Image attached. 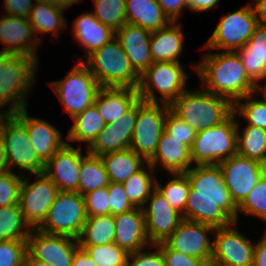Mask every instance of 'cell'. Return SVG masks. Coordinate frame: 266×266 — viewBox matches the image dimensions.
Wrapping results in <instances>:
<instances>
[{
    "instance_id": "cell-30",
    "label": "cell",
    "mask_w": 266,
    "mask_h": 266,
    "mask_svg": "<svg viewBox=\"0 0 266 266\" xmlns=\"http://www.w3.org/2000/svg\"><path fill=\"white\" fill-rule=\"evenodd\" d=\"M127 23L151 32L166 27L171 21L157 0H126Z\"/></svg>"
},
{
    "instance_id": "cell-11",
    "label": "cell",
    "mask_w": 266,
    "mask_h": 266,
    "mask_svg": "<svg viewBox=\"0 0 266 266\" xmlns=\"http://www.w3.org/2000/svg\"><path fill=\"white\" fill-rule=\"evenodd\" d=\"M1 131L10 171L15 165L34 175L44 172L45 163L36 154L25 125L13 113L1 114Z\"/></svg>"
},
{
    "instance_id": "cell-55",
    "label": "cell",
    "mask_w": 266,
    "mask_h": 266,
    "mask_svg": "<svg viewBox=\"0 0 266 266\" xmlns=\"http://www.w3.org/2000/svg\"><path fill=\"white\" fill-rule=\"evenodd\" d=\"M72 266H98L86 253L83 248H78L75 251Z\"/></svg>"
},
{
    "instance_id": "cell-1",
    "label": "cell",
    "mask_w": 266,
    "mask_h": 266,
    "mask_svg": "<svg viewBox=\"0 0 266 266\" xmlns=\"http://www.w3.org/2000/svg\"><path fill=\"white\" fill-rule=\"evenodd\" d=\"M185 173L190 190L183 219L214 228L238 222V206L231 197L219 165H195Z\"/></svg>"
},
{
    "instance_id": "cell-57",
    "label": "cell",
    "mask_w": 266,
    "mask_h": 266,
    "mask_svg": "<svg viewBox=\"0 0 266 266\" xmlns=\"http://www.w3.org/2000/svg\"><path fill=\"white\" fill-rule=\"evenodd\" d=\"M254 13L259 24L266 25V0H254Z\"/></svg>"
},
{
    "instance_id": "cell-53",
    "label": "cell",
    "mask_w": 266,
    "mask_h": 266,
    "mask_svg": "<svg viewBox=\"0 0 266 266\" xmlns=\"http://www.w3.org/2000/svg\"><path fill=\"white\" fill-rule=\"evenodd\" d=\"M253 266H266V231L254 247Z\"/></svg>"
},
{
    "instance_id": "cell-16",
    "label": "cell",
    "mask_w": 266,
    "mask_h": 266,
    "mask_svg": "<svg viewBox=\"0 0 266 266\" xmlns=\"http://www.w3.org/2000/svg\"><path fill=\"white\" fill-rule=\"evenodd\" d=\"M231 197L238 206L266 171V165L238 154L218 164Z\"/></svg>"
},
{
    "instance_id": "cell-27",
    "label": "cell",
    "mask_w": 266,
    "mask_h": 266,
    "mask_svg": "<svg viewBox=\"0 0 266 266\" xmlns=\"http://www.w3.org/2000/svg\"><path fill=\"white\" fill-rule=\"evenodd\" d=\"M247 75L260 86L266 78V25L257 24L248 42L236 51Z\"/></svg>"
},
{
    "instance_id": "cell-46",
    "label": "cell",
    "mask_w": 266,
    "mask_h": 266,
    "mask_svg": "<svg viewBox=\"0 0 266 266\" xmlns=\"http://www.w3.org/2000/svg\"><path fill=\"white\" fill-rule=\"evenodd\" d=\"M165 131L171 137L181 140V143L190 149L197 136V131L176 116L171 110L168 112L165 120Z\"/></svg>"
},
{
    "instance_id": "cell-33",
    "label": "cell",
    "mask_w": 266,
    "mask_h": 266,
    "mask_svg": "<svg viewBox=\"0 0 266 266\" xmlns=\"http://www.w3.org/2000/svg\"><path fill=\"white\" fill-rule=\"evenodd\" d=\"M72 119L74 124L68 132L67 139L71 142H88L87 148L93 144L99 133L106 126L94 104L82 113L75 115Z\"/></svg>"
},
{
    "instance_id": "cell-22",
    "label": "cell",
    "mask_w": 266,
    "mask_h": 266,
    "mask_svg": "<svg viewBox=\"0 0 266 266\" xmlns=\"http://www.w3.org/2000/svg\"><path fill=\"white\" fill-rule=\"evenodd\" d=\"M13 114L25 125L32 146L44 163L67 143L53 125L43 119L29 117L27 108Z\"/></svg>"
},
{
    "instance_id": "cell-52",
    "label": "cell",
    "mask_w": 266,
    "mask_h": 266,
    "mask_svg": "<svg viewBox=\"0 0 266 266\" xmlns=\"http://www.w3.org/2000/svg\"><path fill=\"white\" fill-rule=\"evenodd\" d=\"M161 6L165 15L170 19L171 22H178L179 16H181L182 10L188 8L186 0H157Z\"/></svg>"
},
{
    "instance_id": "cell-45",
    "label": "cell",
    "mask_w": 266,
    "mask_h": 266,
    "mask_svg": "<svg viewBox=\"0 0 266 266\" xmlns=\"http://www.w3.org/2000/svg\"><path fill=\"white\" fill-rule=\"evenodd\" d=\"M27 240L0 241V266H23Z\"/></svg>"
},
{
    "instance_id": "cell-47",
    "label": "cell",
    "mask_w": 266,
    "mask_h": 266,
    "mask_svg": "<svg viewBox=\"0 0 266 266\" xmlns=\"http://www.w3.org/2000/svg\"><path fill=\"white\" fill-rule=\"evenodd\" d=\"M87 217L110 214L107 187L90 191L83 195Z\"/></svg>"
},
{
    "instance_id": "cell-15",
    "label": "cell",
    "mask_w": 266,
    "mask_h": 266,
    "mask_svg": "<svg viewBox=\"0 0 266 266\" xmlns=\"http://www.w3.org/2000/svg\"><path fill=\"white\" fill-rule=\"evenodd\" d=\"M236 224L215 228L211 261L222 266H253L255 244L232 227Z\"/></svg>"
},
{
    "instance_id": "cell-20",
    "label": "cell",
    "mask_w": 266,
    "mask_h": 266,
    "mask_svg": "<svg viewBox=\"0 0 266 266\" xmlns=\"http://www.w3.org/2000/svg\"><path fill=\"white\" fill-rule=\"evenodd\" d=\"M81 149H75L67 142L45 163L44 173L61 192H78Z\"/></svg>"
},
{
    "instance_id": "cell-31",
    "label": "cell",
    "mask_w": 266,
    "mask_h": 266,
    "mask_svg": "<svg viewBox=\"0 0 266 266\" xmlns=\"http://www.w3.org/2000/svg\"><path fill=\"white\" fill-rule=\"evenodd\" d=\"M110 182L123 183L138 172L147 162L132 149L108 153L100 156Z\"/></svg>"
},
{
    "instance_id": "cell-10",
    "label": "cell",
    "mask_w": 266,
    "mask_h": 266,
    "mask_svg": "<svg viewBox=\"0 0 266 266\" xmlns=\"http://www.w3.org/2000/svg\"><path fill=\"white\" fill-rule=\"evenodd\" d=\"M170 106L138 99V113L130 149L148 162L155 154Z\"/></svg>"
},
{
    "instance_id": "cell-9",
    "label": "cell",
    "mask_w": 266,
    "mask_h": 266,
    "mask_svg": "<svg viewBox=\"0 0 266 266\" xmlns=\"http://www.w3.org/2000/svg\"><path fill=\"white\" fill-rule=\"evenodd\" d=\"M86 219L84 197L78 192L59 191L46 219L37 229L78 240Z\"/></svg>"
},
{
    "instance_id": "cell-58",
    "label": "cell",
    "mask_w": 266,
    "mask_h": 266,
    "mask_svg": "<svg viewBox=\"0 0 266 266\" xmlns=\"http://www.w3.org/2000/svg\"><path fill=\"white\" fill-rule=\"evenodd\" d=\"M42 2H47L52 5L62 7L64 9L71 7L75 3H80L83 0H39Z\"/></svg>"
},
{
    "instance_id": "cell-4",
    "label": "cell",
    "mask_w": 266,
    "mask_h": 266,
    "mask_svg": "<svg viewBox=\"0 0 266 266\" xmlns=\"http://www.w3.org/2000/svg\"><path fill=\"white\" fill-rule=\"evenodd\" d=\"M171 111L199 132L224 122L233 112L234 105L226 98L208 90L184 91L171 105Z\"/></svg>"
},
{
    "instance_id": "cell-39",
    "label": "cell",
    "mask_w": 266,
    "mask_h": 266,
    "mask_svg": "<svg viewBox=\"0 0 266 266\" xmlns=\"http://www.w3.org/2000/svg\"><path fill=\"white\" fill-rule=\"evenodd\" d=\"M93 15L102 24L116 32L126 23V0H93Z\"/></svg>"
},
{
    "instance_id": "cell-49",
    "label": "cell",
    "mask_w": 266,
    "mask_h": 266,
    "mask_svg": "<svg viewBox=\"0 0 266 266\" xmlns=\"http://www.w3.org/2000/svg\"><path fill=\"white\" fill-rule=\"evenodd\" d=\"M156 245L161 249L165 266H205L207 263L205 260L169 249L163 242Z\"/></svg>"
},
{
    "instance_id": "cell-18",
    "label": "cell",
    "mask_w": 266,
    "mask_h": 266,
    "mask_svg": "<svg viewBox=\"0 0 266 266\" xmlns=\"http://www.w3.org/2000/svg\"><path fill=\"white\" fill-rule=\"evenodd\" d=\"M142 208L145 216L146 233L151 244L164 242L183 220L182 214L174 209L155 189Z\"/></svg>"
},
{
    "instance_id": "cell-48",
    "label": "cell",
    "mask_w": 266,
    "mask_h": 266,
    "mask_svg": "<svg viewBox=\"0 0 266 266\" xmlns=\"http://www.w3.org/2000/svg\"><path fill=\"white\" fill-rule=\"evenodd\" d=\"M110 215L122 214L135 207L129 201L122 183L110 182L108 187Z\"/></svg>"
},
{
    "instance_id": "cell-3",
    "label": "cell",
    "mask_w": 266,
    "mask_h": 266,
    "mask_svg": "<svg viewBox=\"0 0 266 266\" xmlns=\"http://www.w3.org/2000/svg\"><path fill=\"white\" fill-rule=\"evenodd\" d=\"M37 60V57L0 53V110L10 105L8 111H0V114L27 108L26 95L35 82Z\"/></svg>"
},
{
    "instance_id": "cell-29",
    "label": "cell",
    "mask_w": 266,
    "mask_h": 266,
    "mask_svg": "<svg viewBox=\"0 0 266 266\" xmlns=\"http://www.w3.org/2000/svg\"><path fill=\"white\" fill-rule=\"evenodd\" d=\"M184 34L181 25L170 22L166 27L153 31L150 38L151 57L154 62H179L183 50Z\"/></svg>"
},
{
    "instance_id": "cell-28",
    "label": "cell",
    "mask_w": 266,
    "mask_h": 266,
    "mask_svg": "<svg viewBox=\"0 0 266 266\" xmlns=\"http://www.w3.org/2000/svg\"><path fill=\"white\" fill-rule=\"evenodd\" d=\"M73 22V37L87 50L85 58L115 37V32L100 23L92 12L81 14Z\"/></svg>"
},
{
    "instance_id": "cell-43",
    "label": "cell",
    "mask_w": 266,
    "mask_h": 266,
    "mask_svg": "<svg viewBox=\"0 0 266 266\" xmlns=\"http://www.w3.org/2000/svg\"><path fill=\"white\" fill-rule=\"evenodd\" d=\"M239 211L266 221V171L248 196L238 205Z\"/></svg>"
},
{
    "instance_id": "cell-51",
    "label": "cell",
    "mask_w": 266,
    "mask_h": 266,
    "mask_svg": "<svg viewBox=\"0 0 266 266\" xmlns=\"http://www.w3.org/2000/svg\"><path fill=\"white\" fill-rule=\"evenodd\" d=\"M4 6L6 15L28 18L34 4L32 0H4Z\"/></svg>"
},
{
    "instance_id": "cell-17",
    "label": "cell",
    "mask_w": 266,
    "mask_h": 266,
    "mask_svg": "<svg viewBox=\"0 0 266 266\" xmlns=\"http://www.w3.org/2000/svg\"><path fill=\"white\" fill-rule=\"evenodd\" d=\"M214 230L213 226L183 219L163 243L169 249L209 262L212 259L213 242L208 234Z\"/></svg>"
},
{
    "instance_id": "cell-6",
    "label": "cell",
    "mask_w": 266,
    "mask_h": 266,
    "mask_svg": "<svg viewBox=\"0 0 266 266\" xmlns=\"http://www.w3.org/2000/svg\"><path fill=\"white\" fill-rule=\"evenodd\" d=\"M235 117L233 112L221 124L197 132L191 146L192 163L218 165L237 154V131L240 128Z\"/></svg>"
},
{
    "instance_id": "cell-2",
    "label": "cell",
    "mask_w": 266,
    "mask_h": 266,
    "mask_svg": "<svg viewBox=\"0 0 266 266\" xmlns=\"http://www.w3.org/2000/svg\"><path fill=\"white\" fill-rule=\"evenodd\" d=\"M202 80V86L233 105L243 97L258 92V85L247 75L236 51L205 54L202 61L192 65Z\"/></svg>"
},
{
    "instance_id": "cell-35",
    "label": "cell",
    "mask_w": 266,
    "mask_h": 266,
    "mask_svg": "<svg viewBox=\"0 0 266 266\" xmlns=\"http://www.w3.org/2000/svg\"><path fill=\"white\" fill-rule=\"evenodd\" d=\"M110 181L100 156L81 155L80 180L78 193L82 196L90 191L108 187Z\"/></svg>"
},
{
    "instance_id": "cell-26",
    "label": "cell",
    "mask_w": 266,
    "mask_h": 266,
    "mask_svg": "<svg viewBox=\"0 0 266 266\" xmlns=\"http://www.w3.org/2000/svg\"><path fill=\"white\" fill-rule=\"evenodd\" d=\"M139 99L138 89L102 87L94 101L106 124L117 120Z\"/></svg>"
},
{
    "instance_id": "cell-14",
    "label": "cell",
    "mask_w": 266,
    "mask_h": 266,
    "mask_svg": "<svg viewBox=\"0 0 266 266\" xmlns=\"http://www.w3.org/2000/svg\"><path fill=\"white\" fill-rule=\"evenodd\" d=\"M74 240V241H73ZM78 240L31 229L27 237V253L51 266H72Z\"/></svg>"
},
{
    "instance_id": "cell-5",
    "label": "cell",
    "mask_w": 266,
    "mask_h": 266,
    "mask_svg": "<svg viewBox=\"0 0 266 266\" xmlns=\"http://www.w3.org/2000/svg\"><path fill=\"white\" fill-rule=\"evenodd\" d=\"M82 61L101 87L138 89L140 75L133 69L119 41L114 37Z\"/></svg>"
},
{
    "instance_id": "cell-54",
    "label": "cell",
    "mask_w": 266,
    "mask_h": 266,
    "mask_svg": "<svg viewBox=\"0 0 266 266\" xmlns=\"http://www.w3.org/2000/svg\"><path fill=\"white\" fill-rule=\"evenodd\" d=\"M189 11L204 12L213 8L220 0H186Z\"/></svg>"
},
{
    "instance_id": "cell-36",
    "label": "cell",
    "mask_w": 266,
    "mask_h": 266,
    "mask_svg": "<svg viewBox=\"0 0 266 266\" xmlns=\"http://www.w3.org/2000/svg\"><path fill=\"white\" fill-rule=\"evenodd\" d=\"M145 165L149 166L150 172L142 167L122 183L129 201L136 208H143L151 193L156 189L157 179L154 176V169L148 162Z\"/></svg>"
},
{
    "instance_id": "cell-19",
    "label": "cell",
    "mask_w": 266,
    "mask_h": 266,
    "mask_svg": "<svg viewBox=\"0 0 266 266\" xmlns=\"http://www.w3.org/2000/svg\"><path fill=\"white\" fill-rule=\"evenodd\" d=\"M138 113V100L117 120L106 124L93 144L86 148L90 154L101 156L128 149Z\"/></svg>"
},
{
    "instance_id": "cell-34",
    "label": "cell",
    "mask_w": 266,
    "mask_h": 266,
    "mask_svg": "<svg viewBox=\"0 0 266 266\" xmlns=\"http://www.w3.org/2000/svg\"><path fill=\"white\" fill-rule=\"evenodd\" d=\"M115 232L113 215L87 217L78 238L79 246H97L114 243Z\"/></svg>"
},
{
    "instance_id": "cell-40",
    "label": "cell",
    "mask_w": 266,
    "mask_h": 266,
    "mask_svg": "<svg viewBox=\"0 0 266 266\" xmlns=\"http://www.w3.org/2000/svg\"><path fill=\"white\" fill-rule=\"evenodd\" d=\"M174 177L165 187L156 182V189L164 196L167 202L182 215L185 212L190 183L185 172L171 173Z\"/></svg>"
},
{
    "instance_id": "cell-7",
    "label": "cell",
    "mask_w": 266,
    "mask_h": 266,
    "mask_svg": "<svg viewBox=\"0 0 266 266\" xmlns=\"http://www.w3.org/2000/svg\"><path fill=\"white\" fill-rule=\"evenodd\" d=\"M180 62H154L140 76L138 86L139 98L145 102L158 103L154 88L161 97L160 103L171 105L187 89L186 80L189 76Z\"/></svg>"
},
{
    "instance_id": "cell-56",
    "label": "cell",
    "mask_w": 266,
    "mask_h": 266,
    "mask_svg": "<svg viewBox=\"0 0 266 266\" xmlns=\"http://www.w3.org/2000/svg\"><path fill=\"white\" fill-rule=\"evenodd\" d=\"M9 171L10 167L5 152L4 137L1 131V114H0V174L7 173Z\"/></svg>"
},
{
    "instance_id": "cell-12",
    "label": "cell",
    "mask_w": 266,
    "mask_h": 266,
    "mask_svg": "<svg viewBox=\"0 0 266 266\" xmlns=\"http://www.w3.org/2000/svg\"><path fill=\"white\" fill-rule=\"evenodd\" d=\"M252 6L246 5L235 12L221 16L219 24L204 47L224 49L223 51H238L243 47L258 24Z\"/></svg>"
},
{
    "instance_id": "cell-44",
    "label": "cell",
    "mask_w": 266,
    "mask_h": 266,
    "mask_svg": "<svg viewBox=\"0 0 266 266\" xmlns=\"http://www.w3.org/2000/svg\"><path fill=\"white\" fill-rule=\"evenodd\" d=\"M9 171L0 174V207L19 203L23 175Z\"/></svg>"
},
{
    "instance_id": "cell-13",
    "label": "cell",
    "mask_w": 266,
    "mask_h": 266,
    "mask_svg": "<svg viewBox=\"0 0 266 266\" xmlns=\"http://www.w3.org/2000/svg\"><path fill=\"white\" fill-rule=\"evenodd\" d=\"M36 177L37 179L30 183L27 176L23 175L19 196L23 218L31 229L38 228L43 223L59 192L44 172L36 174Z\"/></svg>"
},
{
    "instance_id": "cell-61",
    "label": "cell",
    "mask_w": 266,
    "mask_h": 266,
    "mask_svg": "<svg viewBox=\"0 0 266 266\" xmlns=\"http://www.w3.org/2000/svg\"><path fill=\"white\" fill-rule=\"evenodd\" d=\"M205 266H222V265L217 264V263H215V262H213V261H209V262H207V263L205 264Z\"/></svg>"
},
{
    "instance_id": "cell-42",
    "label": "cell",
    "mask_w": 266,
    "mask_h": 266,
    "mask_svg": "<svg viewBox=\"0 0 266 266\" xmlns=\"http://www.w3.org/2000/svg\"><path fill=\"white\" fill-rule=\"evenodd\" d=\"M98 266H126L128 253L116 243L97 246H79Z\"/></svg>"
},
{
    "instance_id": "cell-8",
    "label": "cell",
    "mask_w": 266,
    "mask_h": 266,
    "mask_svg": "<svg viewBox=\"0 0 266 266\" xmlns=\"http://www.w3.org/2000/svg\"><path fill=\"white\" fill-rule=\"evenodd\" d=\"M51 86L71 118L93 105L102 88L82 61H77L63 79L51 82Z\"/></svg>"
},
{
    "instance_id": "cell-59",
    "label": "cell",
    "mask_w": 266,
    "mask_h": 266,
    "mask_svg": "<svg viewBox=\"0 0 266 266\" xmlns=\"http://www.w3.org/2000/svg\"><path fill=\"white\" fill-rule=\"evenodd\" d=\"M23 266H51L45 262L38 261L32 258L28 253L26 254Z\"/></svg>"
},
{
    "instance_id": "cell-32",
    "label": "cell",
    "mask_w": 266,
    "mask_h": 266,
    "mask_svg": "<svg viewBox=\"0 0 266 266\" xmlns=\"http://www.w3.org/2000/svg\"><path fill=\"white\" fill-rule=\"evenodd\" d=\"M62 7L36 0V3L31 9L28 17L29 22L33 27L35 38L38 33H52L54 37L58 38L60 30L66 27L67 21L63 16ZM60 29V30H59Z\"/></svg>"
},
{
    "instance_id": "cell-23",
    "label": "cell",
    "mask_w": 266,
    "mask_h": 266,
    "mask_svg": "<svg viewBox=\"0 0 266 266\" xmlns=\"http://www.w3.org/2000/svg\"><path fill=\"white\" fill-rule=\"evenodd\" d=\"M151 31L126 23L115 37L129 58L133 69L141 76L153 63L150 49Z\"/></svg>"
},
{
    "instance_id": "cell-38",
    "label": "cell",
    "mask_w": 266,
    "mask_h": 266,
    "mask_svg": "<svg viewBox=\"0 0 266 266\" xmlns=\"http://www.w3.org/2000/svg\"><path fill=\"white\" fill-rule=\"evenodd\" d=\"M30 231L19 203L0 207V241L27 240Z\"/></svg>"
},
{
    "instance_id": "cell-37",
    "label": "cell",
    "mask_w": 266,
    "mask_h": 266,
    "mask_svg": "<svg viewBox=\"0 0 266 266\" xmlns=\"http://www.w3.org/2000/svg\"><path fill=\"white\" fill-rule=\"evenodd\" d=\"M237 154L266 165V129L246 125L237 131Z\"/></svg>"
},
{
    "instance_id": "cell-21",
    "label": "cell",
    "mask_w": 266,
    "mask_h": 266,
    "mask_svg": "<svg viewBox=\"0 0 266 266\" xmlns=\"http://www.w3.org/2000/svg\"><path fill=\"white\" fill-rule=\"evenodd\" d=\"M34 35L28 18L5 14L0 18V42L6 47L0 53L36 57V45L41 40Z\"/></svg>"
},
{
    "instance_id": "cell-60",
    "label": "cell",
    "mask_w": 266,
    "mask_h": 266,
    "mask_svg": "<svg viewBox=\"0 0 266 266\" xmlns=\"http://www.w3.org/2000/svg\"><path fill=\"white\" fill-rule=\"evenodd\" d=\"M262 86H259L258 87V92L259 91H262V92H259V93H262L263 94V96L262 97H264L265 99H266V83H265V85L261 88Z\"/></svg>"
},
{
    "instance_id": "cell-41",
    "label": "cell",
    "mask_w": 266,
    "mask_h": 266,
    "mask_svg": "<svg viewBox=\"0 0 266 266\" xmlns=\"http://www.w3.org/2000/svg\"><path fill=\"white\" fill-rule=\"evenodd\" d=\"M257 93L255 92L239 99L234 104V113L247 119V125L266 129V99H254L253 97ZM244 100L247 101L243 102Z\"/></svg>"
},
{
    "instance_id": "cell-25",
    "label": "cell",
    "mask_w": 266,
    "mask_h": 266,
    "mask_svg": "<svg viewBox=\"0 0 266 266\" xmlns=\"http://www.w3.org/2000/svg\"><path fill=\"white\" fill-rule=\"evenodd\" d=\"M158 162L169 173L187 172L192 168L191 149L164 130L154 156L148 161L153 169Z\"/></svg>"
},
{
    "instance_id": "cell-50",
    "label": "cell",
    "mask_w": 266,
    "mask_h": 266,
    "mask_svg": "<svg viewBox=\"0 0 266 266\" xmlns=\"http://www.w3.org/2000/svg\"><path fill=\"white\" fill-rule=\"evenodd\" d=\"M152 246L156 248L153 252H146L143 248L129 253L126 266H165L161 249L156 244H151Z\"/></svg>"
},
{
    "instance_id": "cell-24",
    "label": "cell",
    "mask_w": 266,
    "mask_h": 266,
    "mask_svg": "<svg viewBox=\"0 0 266 266\" xmlns=\"http://www.w3.org/2000/svg\"><path fill=\"white\" fill-rule=\"evenodd\" d=\"M115 238L120 248L128 254L146 248L151 244L147 233L145 216L142 208H134L130 211L114 216Z\"/></svg>"
}]
</instances>
